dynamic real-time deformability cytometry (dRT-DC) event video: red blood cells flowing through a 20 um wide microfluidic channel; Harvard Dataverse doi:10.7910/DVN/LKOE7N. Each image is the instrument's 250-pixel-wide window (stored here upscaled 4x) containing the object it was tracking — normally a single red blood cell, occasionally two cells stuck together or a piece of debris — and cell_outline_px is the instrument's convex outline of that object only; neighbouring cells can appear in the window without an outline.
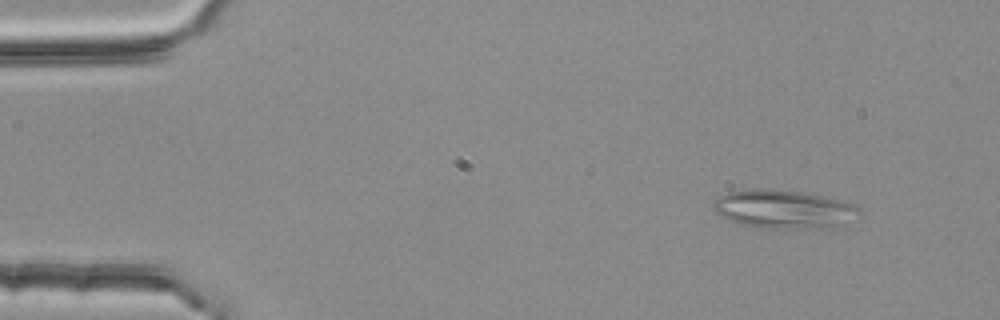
{"species": "common noctule bat (a hibernating species)", "species_latin": "Nyctalus noctula", "temperature_condition": "room temperature", "stored_images_in_passage": 54, "camera_frame_rate_fps": 3000, "um_per_image_px": 0.085, "animal": {"sex": "female", "body_mass_g": 25.1}, "frame": {"image": 1, "passage_image": 6, "time_ms": 1.667, "image_size_px": [1000, 320], "cell_outline_px": [[860, 212], [848, 224], [828, 228], [764, 228], [740, 224], [716, 212], [712, 208], [712, 204], [716, 196], [728, 192], [800, 192], [836, 200], [852, 204]], "centroid_in_image_um": [66.63, 17.85], "position_along_channel_um": 18.4, "area_um2": 31.21}}
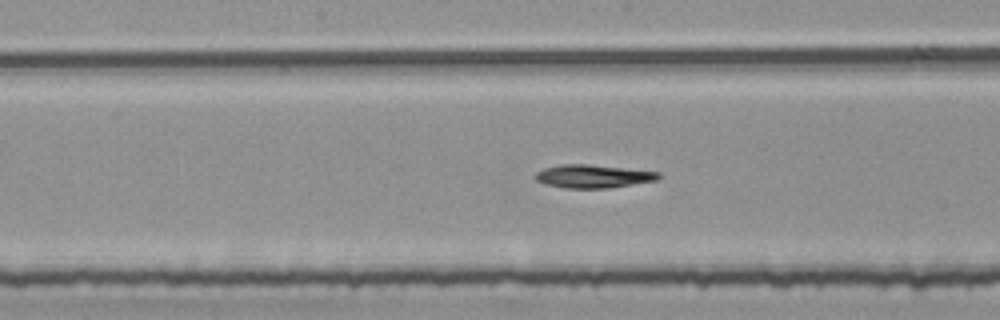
{"frame": {"image": 2, "passage_image": 28, "time_ms": 9.0, "image_size_px": [1000, 320], "cell_outline_px": [[660, 176], [656, 180], [608, 188], [564, 188], [544, 184], [536, 180], [532, 176], [536, 172], [544, 168], [560, 164], [588, 164], [660, 172]], "centroid_in_image_um": [50.34, 14.98], "position_along_channel_um": 197.9, "area_um2": 16.65}}
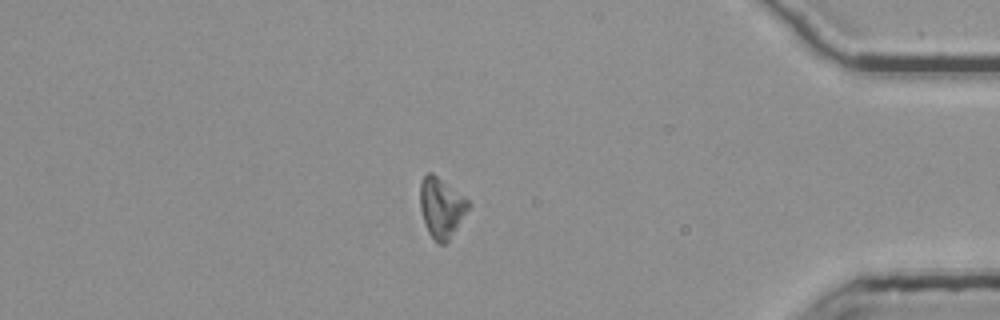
{"frame": {"image": 3, "passage_image": 47, "time_ms": 15.333, "image_size_px": [1000, 320], "cell_outline_px": [[472, 204], [448, 240], [444, 244], [440, 244], [428, 232], [420, 208], [420, 184], [424, 176], [428, 172], [432, 172], [468, 200]], "centroid_in_image_um": [37.51, 17.62], "position_along_channel_um": 397.7, "area_um2": 16.47}}